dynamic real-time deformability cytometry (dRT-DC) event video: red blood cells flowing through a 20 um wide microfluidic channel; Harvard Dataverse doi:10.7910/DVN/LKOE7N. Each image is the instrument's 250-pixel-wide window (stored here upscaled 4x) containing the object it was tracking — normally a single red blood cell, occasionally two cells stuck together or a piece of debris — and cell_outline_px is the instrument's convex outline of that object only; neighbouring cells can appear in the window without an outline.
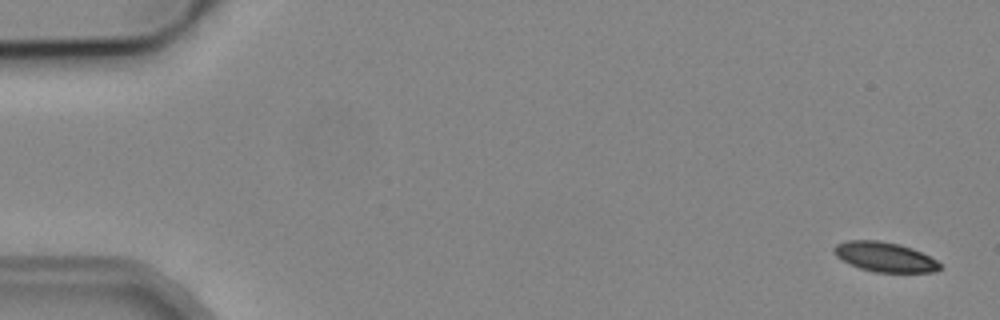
{"species": "common noctule bat (a hibernating species)", "species_latin": "Nyctalus noctula", "temperature_condition": "cold", "stored_images_in_passage": 4, "camera_frame_rate_fps": 3000, "um_per_image_px": 0.085, "animal": {"sex": "male", "body_mass_g": 19.2, "forearm_length_mm": 51.8}, "frame": {"image": 1, "passage_image": 1, "time_ms": 0.0, "image_size_px": [1000, 320], "cell_outline_px": [[940, 268], [936, 272], [876, 272], [860, 268], [836, 256], [832, 252], [832, 248], [836, 244], [848, 240], [880, 240], [900, 244], [912, 248], [936, 260], [940, 264]], "centroid_in_image_um": [75.19, 21.82], "position_along_channel_um": 9.8, "area_um2": 18.21}}